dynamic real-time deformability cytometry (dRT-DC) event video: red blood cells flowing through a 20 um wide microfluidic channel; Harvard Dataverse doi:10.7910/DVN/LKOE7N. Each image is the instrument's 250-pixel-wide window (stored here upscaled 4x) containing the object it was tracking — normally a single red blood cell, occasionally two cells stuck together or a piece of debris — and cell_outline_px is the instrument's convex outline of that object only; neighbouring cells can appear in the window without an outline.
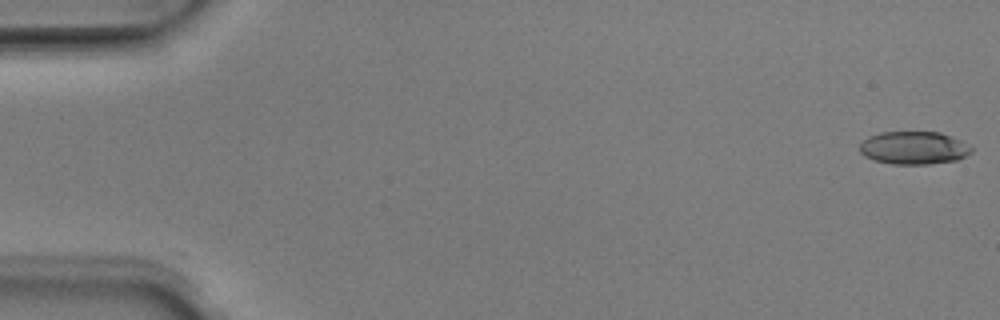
{"species": "Egyptian fruit bat (a non-hibernating species)", "species_latin": "Rousettus aegyptiacus", "temperature_condition": "room temperature", "stored_images_in_passage": 51, "camera_frame_rate_fps": 3000, "um_per_image_px": 0.085, "animal": {"sex": "male"}, "frame": {"image": 1, "passage_image": 1, "time_ms": 0.0, "image_size_px": [1000, 320], "cell_outline_px": [[972, 152], [956, 160], [928, 164], [892, 164], [876, 160], [864, 156], [860, 152], [860, 144], [868, 136], [880, 132], [940, 132], [952, 136], [960, 140], [972, 148]], "centroid_in_image_um": [77.66, 12.56], "position_along_channel_um": 7.3, "area_um2": 21.33}}
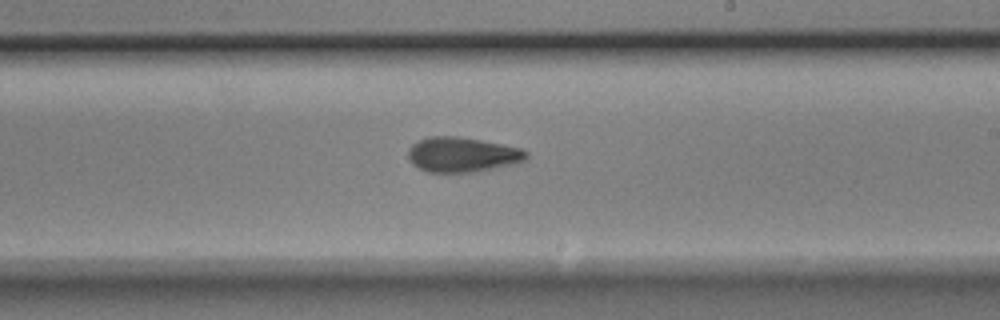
{"frame": {"image": 2, "passage_image": 30, "time_ms": 9.667, "image_size_px": [1000, 320], "cell_outline_px": [[528, 160], [516, 164], [472, 172], [428, 172], [412, 164], [408, 160], [408, 148], [412, 144], [428, 136], [456, 136], [504, 144], [520, 148], [528, 152]], "centroid_in_image_um": [39.31, 13.14], "position_along_channel_um": 249.7, "area_um2": 24.22}}
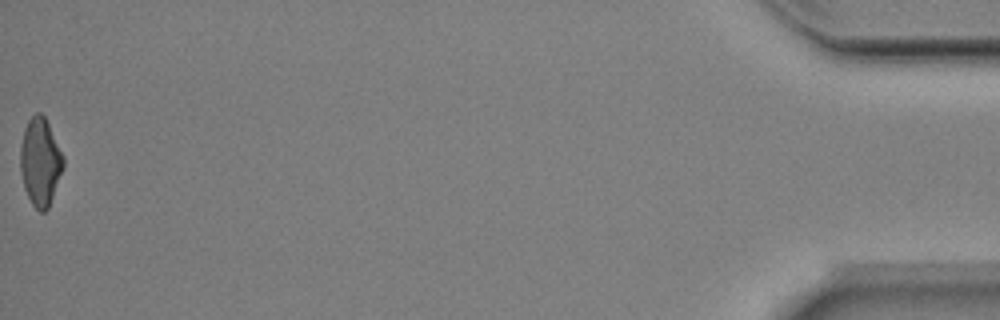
{"frame": {"image": 3, "passage_image": 51, "time_ms": 16.667, "image_size_px": [1000, 320], "cell_outline_px": [[64, 168], [48, 208], [44, 212], [40, 212], [32, 204], [24, 188], [20, 172], [20, 148], [24, 128], [28, 120], [36, 112], [40, 112], [44, 116], [64, 156]], "centroid_in_image_um": [3.42, 13.76], "position_along_channel_um": 431.8, "area_um2": 22.02}, "authors_computed_cell_mechanics": {"area_um2": 22.7732, "velocity_mm_per_s": 4.0116, "shape_relaxation_time_tau1_ms": 3.8898, "shape_relaxation_time_tau2_ms": 2.3713, "deformation_change_tau1": 0.1421, "deformation_change_tau2": 0.1026}}